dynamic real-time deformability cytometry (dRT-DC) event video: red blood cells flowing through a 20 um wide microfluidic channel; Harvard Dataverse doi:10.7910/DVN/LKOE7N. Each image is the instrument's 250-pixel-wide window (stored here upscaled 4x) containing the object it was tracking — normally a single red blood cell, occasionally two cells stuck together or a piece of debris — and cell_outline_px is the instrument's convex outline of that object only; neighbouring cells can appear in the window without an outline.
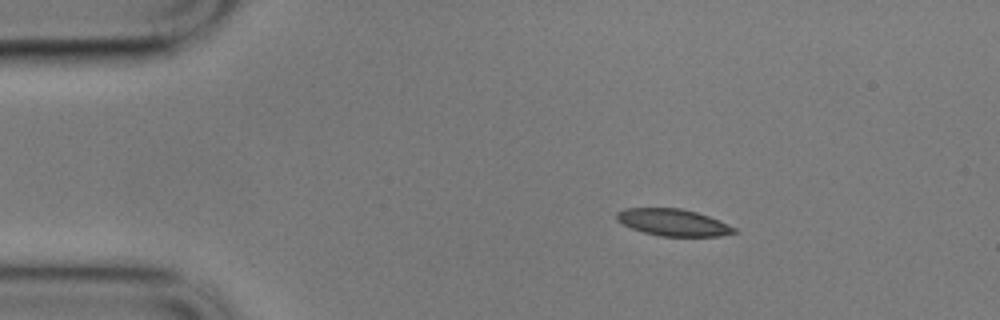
{"species": "common noctule bat (a hibernating species)", "species_latin": "Nyctalus noctula", "temperature_condition": "cold", "stored_images_in_passage": 4, "camera_frame_rate_fps": 3000, "um_per_image_px": 0.085, "animal": {"sex": "male", "body_mass_g": 17.9}, "frame": {"image": 1, "passage_image": 2, "time_ms": 0.333, "image_size_px": [1000, 320], "cell_outline_px": [[740, 232], [720, 236], [660, 236], [644, 232], [632, 228], [616, 220], [616, 212], [624, 208], [680, 208], [696, 212], [708, 216], [736, 228]], "centroid_in_image_um": [57.22, 18.9], "position_along_channel_um": 27.8, "area_um2": 18.32}}
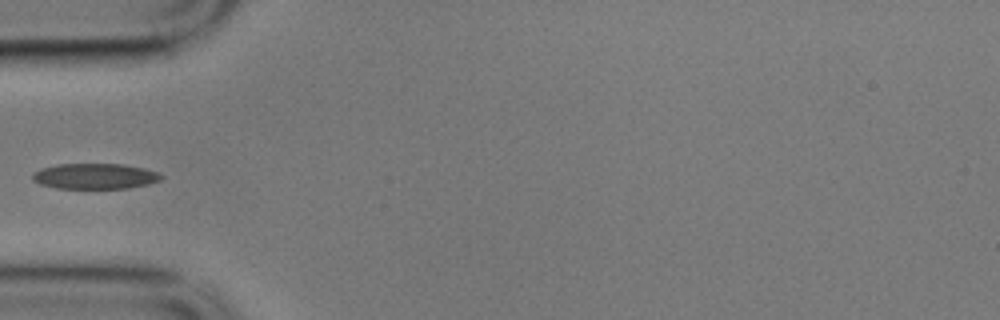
{"frame": {"image": 2, "passage_image": 4, "time_ms": 1.0, "image_size_px": [1000, 320], "cell_outline_px": [[164, 176], [160, 180], [148, 184], [128, 188], [56, 188], [40, 184], [32, 180], [32, 172], [40, 168], [56, 164], [124, 164], [144, 168], [160, 172]], "centroid_in_image_um": [8.06, 14.97], "position_along_channel_um": 76.9, "area_um2": 19.36}}